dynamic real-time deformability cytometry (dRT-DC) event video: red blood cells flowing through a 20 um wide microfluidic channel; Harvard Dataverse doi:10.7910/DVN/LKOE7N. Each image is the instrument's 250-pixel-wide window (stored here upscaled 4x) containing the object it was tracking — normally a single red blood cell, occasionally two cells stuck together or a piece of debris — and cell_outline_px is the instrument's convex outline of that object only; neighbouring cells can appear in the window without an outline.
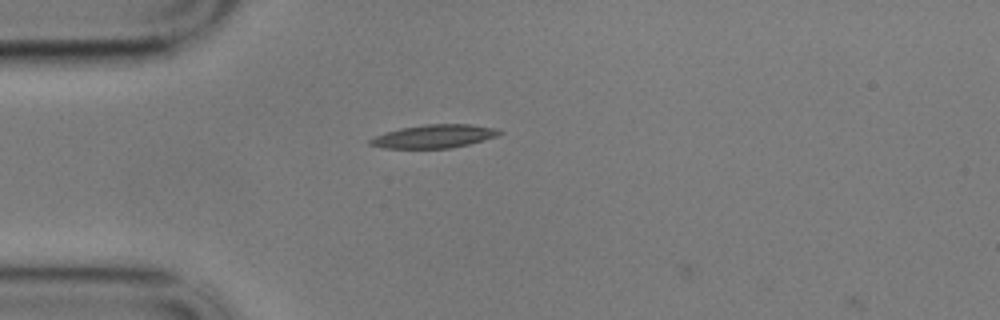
{"species": "common noctule bat (a hibernating species)", "species_latin": "Nyctalus noctula", "temperature_condition": "cold", "stored_images_in_passage": 2, "camera_frame_rate_fps": 3000, "um_per_image_px": 0.085, "animal": {"sex": "male", "body_mass_g": 17.9}, "frame": {"image": 1, "passage_image": 1, "time_ms": 0.0, "image_size_px": [1000, 320], "cell_outline_px": [[504, 132], [500, 136], [452, 148], [384, 148], [368, 144], [368, 140], [384, 132], [400, 128], [428, 124], [472, 124], [496, 128]], "centroid_in_image_um": [36.93, 11.58], "position_along_channel_um": 48.1, "area_um2": 17.69}}